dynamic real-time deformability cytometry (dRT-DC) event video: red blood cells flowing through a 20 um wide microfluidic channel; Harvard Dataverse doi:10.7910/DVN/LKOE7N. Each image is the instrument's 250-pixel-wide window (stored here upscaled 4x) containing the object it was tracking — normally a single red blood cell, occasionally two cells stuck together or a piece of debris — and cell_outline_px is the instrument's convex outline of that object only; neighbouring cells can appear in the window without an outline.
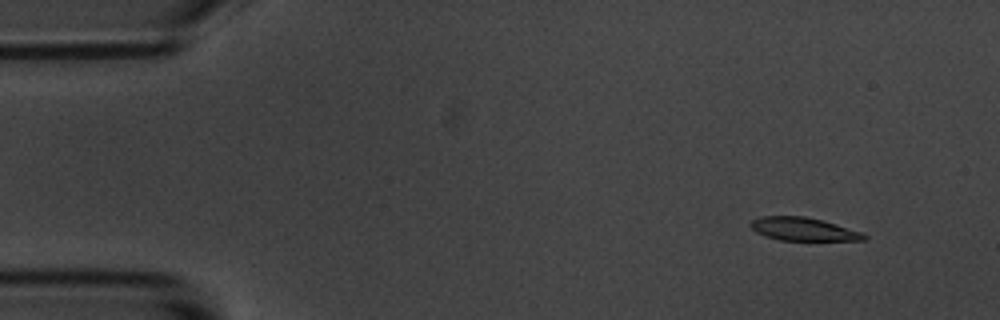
{"species": "common noctule bat (a hibernating species)", "species_latin": "Nyctalus noctula", "temperature_condition": "room temperature", "stored_images_in_passage": 5, "camera_frame_rate_fps": 3000, "um_per_image_px": 0.085, "animal": {"sex": "male", "body_mass_g": 20.1, "forearm_length_mm": 53.5}, "frame": {"image": 1, "passage_image": 2, "time_ms": 1.333, "image_size_px": [1000, 320], "cell_outline_px": [[868, 236], [864, 240], [780, 240], [764, 236], [756, 232], [748, 224], [752, 220], [760, 216], [804, 216], [824, 220], [860, 232]], "centroid_in_image_um": [68.23, 19.47], "position_along_channel_um": 16.8, "area_um2": 15.26}}
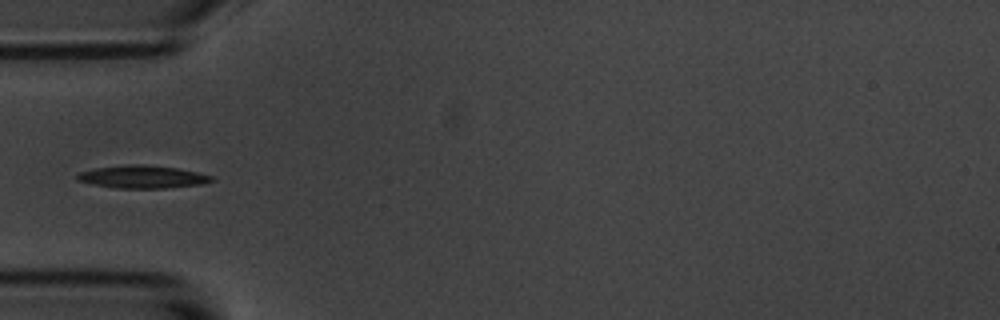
{"frame": {"image": 2, "passage_image": 5, "time_ms": 5.667, "image_size_px": [1000, 320], "cell_outline_px": [[216, 180], [200, 184], [164, 188], [116, 188], [92, 184], [76, 180], [76, 176], [80, 172], [96, 168], [128, 164], [144, 164], [176, 168], [196, 172], [212, 176]], "centroid_in_image_um": [12.09, 15.03], "position_along_channel_um": 72.9, "area_um2": 17.69}}